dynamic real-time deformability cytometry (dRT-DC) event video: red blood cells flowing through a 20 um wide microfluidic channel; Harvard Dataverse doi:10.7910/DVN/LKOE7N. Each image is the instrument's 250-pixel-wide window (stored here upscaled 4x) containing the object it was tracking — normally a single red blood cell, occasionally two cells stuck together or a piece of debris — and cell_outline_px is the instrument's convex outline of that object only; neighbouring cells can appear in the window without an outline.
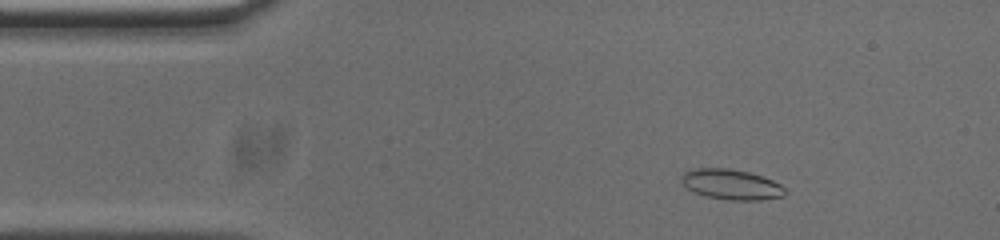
{"species": "common noctule bat (a hibernating species)", "species_latin": "Nyctalus noctula", "temperature_condition": "cold", "stored_images_in_passage": 52, "camera_frame_rate_fps": 3000, "um_per_image_px": 0.085, "animal": {"sex": "male", "body_mass_g": 20.0, "forearm_length_mm": 53.3}, "frame": {"image": 1, "passage_image": 6, "time_ms": 1.667, "image_size_px": [1000, 240], "cell_outline_px": [[784, 196], [760, 200], [728, 200], [704, 196], [688, 188], [680, 180], [680, 176], [684, 172], [696, 168], [728, 168], [748, 172], [772, 180], [780, 184], [784, 188]], "centroid_in_image_um": [62.13, 15.68], "position_along_channel_um": 22.9, "area_um2": 18.15}}
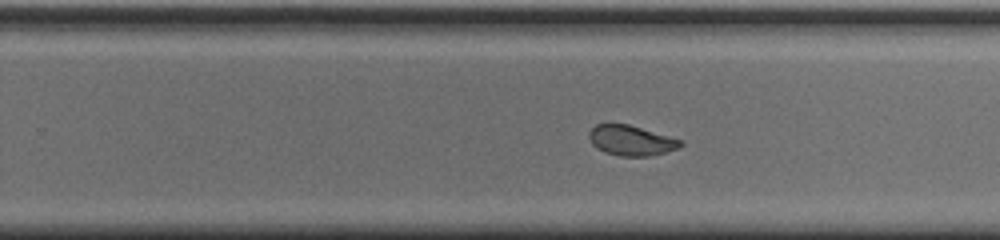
{"frame": {"image": 2, "passage_image": 31, "time_ms": 10.0, "image_size_px": [1000, 240], "cell_outline_px": [[684, 144], [680, 148], [648, 156], [620, 156], [604, 152], [596, 148], [592, 144], [588, 136], [588, 132], [596, 124], [628, 124], [684, 140]], "centroid_in_image_um": [53.66, 11.94], "position_along_channel_um": 276.1, "area_um2": 16.18}}
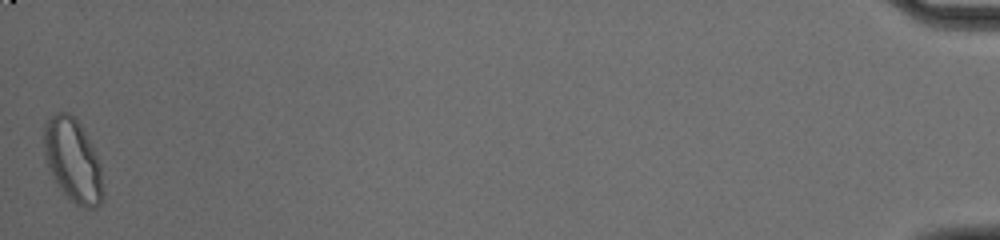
{"frame": {"image": 3, "passage_image": 52, "time_ms": 17.0, "image_size_px": [1000, 240], "cell_outline_px": [[104, 200], [96, 208], [84, 208], [76, 204], [56, 184], [44, 156], [44, 124], [56, 112], [68, 112], [80, 124], [100, 164], [104, 192]], "centroid_in_image_um": [6.2, 13.67], "position_along_channel_um": 429.0, "area_um2": 28.38}, "authors_computed_cell_mechanics": {"area_um2": 17.8024, "velocity_mm_per_s": 3.7223, "shape_relaxation_time_tau1_ms": 4.5655, "shape_relaxation_time_tau2_ms": 0.9706, "deformation_change_tau1": 0.1518, "deformation_change_tau2": 0.0579}}